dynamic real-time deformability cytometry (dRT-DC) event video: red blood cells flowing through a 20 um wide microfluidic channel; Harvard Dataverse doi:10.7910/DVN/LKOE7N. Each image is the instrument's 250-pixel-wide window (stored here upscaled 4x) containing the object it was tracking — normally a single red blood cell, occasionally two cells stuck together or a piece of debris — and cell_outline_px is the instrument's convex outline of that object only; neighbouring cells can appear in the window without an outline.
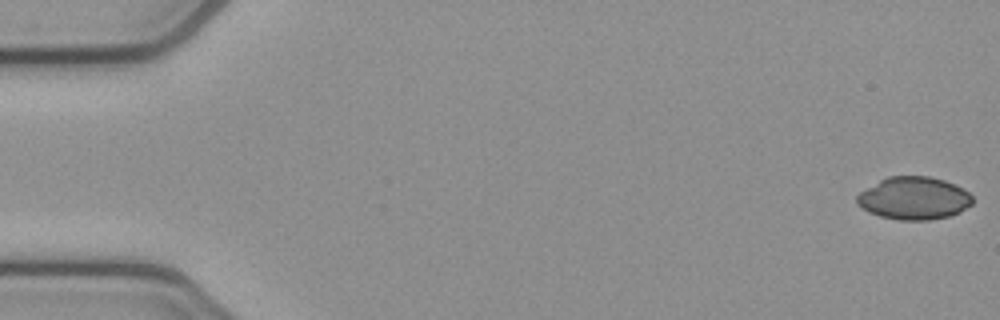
{"species": "common noctule bat (a hibernating species)", "species_latin": "Nyctalus noctula", "temperature_condition": "cold", "stored_images_in_passage": 53, "camera_frame_rate_fps": 3000, "um_per_image_px": 0.085, "animal": {"sex": "female", "body_mass_g": 21.9}, "frame": {"image": 1, "passage_image": 1, "time_ms": 0.0, "image_size_px": [1000, 320], "cell_outline_px": [[972, 204], [960, 212], [948, 216], [928, 220], [900, 220], [880, 216], [868, 212], [856, 204], [856, 196], [860, 192], [880, 180], [888, 176], [928, 176], [944, 180], [968, 192], [972, 196]], "centroid_in_image_um": [77.65, 16.85], "position_along_channel_um": 7.3, "area_um2": 28.61}}
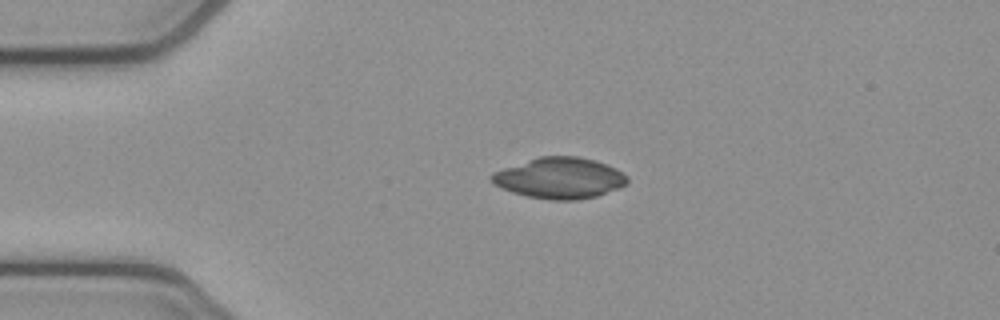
{"frame": {"image": 2, "passage_image": 12, "time_ms": 3.667, "image_size_px": [1000, 320], "cell_outline_px": [[628, 184], [620, 188], [596, 196], [576, 200], [548, 200], [528, 196], [512, 192], [496, 184], [488, 176], [492, 172], [540, 156], [576, 156], [596, 160], [616, 168], [628, 176]], "centroid_in_image_um": [47.61, 15.13], "position_along_channel_um": 37.4, "area_um2": 32.37}}
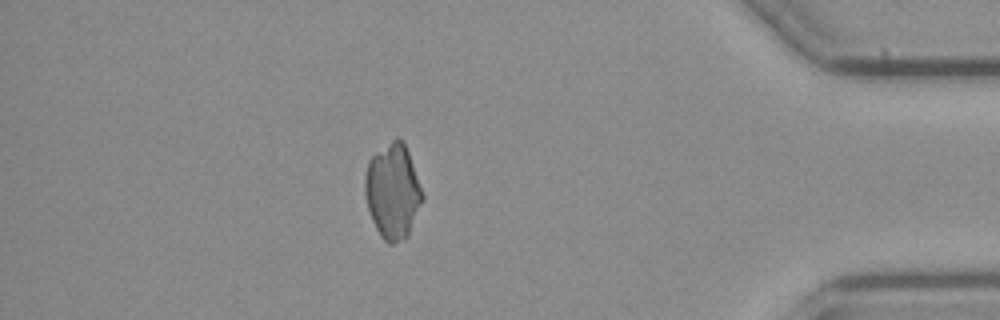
{"frame": {"image": 3, "passage_image": 46, "time_ms": 15.0, "image_size_px": [1000, 320], "cell_outline_px": [[424, 200], [408, 236], [392, 244], [388, 244], [380, 236], [372, 220], [368, 208], [364, 192], [364, 176], [368, 160], [376, 152], [396, 136], [400, 136], [408, 152], [424, 196]], "centroid_in_image_um": [33.38, 16.26], "position_along_channel_um": 401.8, "area_um2": 31.96}}